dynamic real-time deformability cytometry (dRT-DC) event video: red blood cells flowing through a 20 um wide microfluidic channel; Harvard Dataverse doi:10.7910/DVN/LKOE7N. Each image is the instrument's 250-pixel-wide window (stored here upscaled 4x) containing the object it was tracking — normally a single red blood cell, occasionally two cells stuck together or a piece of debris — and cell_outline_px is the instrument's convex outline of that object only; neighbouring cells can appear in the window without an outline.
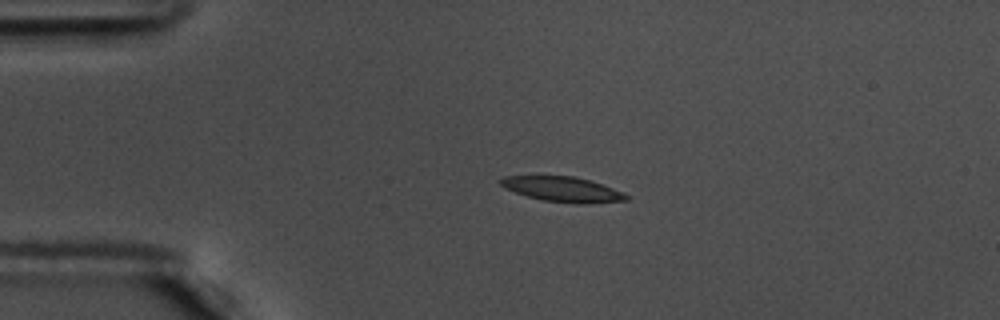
{"species": "common noctule bat (a hibernating species)", "species_latin": "Nyctalus noctula", "temperature_condition": "warm", "stored_images_in_passage": 45, "camera_frame_rate_fps": 3000, "um_per_image_px": 0.085, "animal": {"sex": "male", "body_mass_g": 17.5, "forearm_length_mm": 52.3}, "frame": {"image": 1, "passage_image": 1, "time_ms": 0.0, "image_size_px": [1000, 320], "cell_outline_px": [[632, 196], [628, 200], [588, 204], [576, 204], [544, 200], [528, 196], [504, 188], [496, 180], [504, 176], [576, 176], [612, 188]], "centroid_in_image_um": [47.83, 16.09], "position_along_channel_um": 37.2, "area_um2": 18.38}}
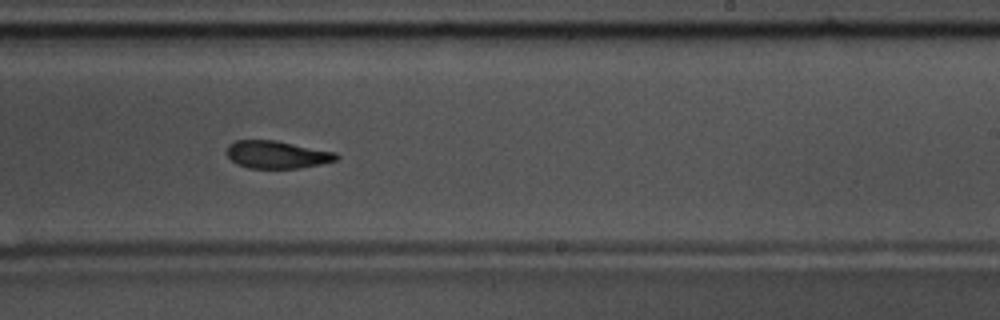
{"frame": {"image": 2, "passage_image": 23, "time_ms": 7.333, "image_size_px": [1000, 320], "cell_outline_px": [[340, 160], [300, 168], [248, 168], [236, 164], [228, 156], [228, 144], [236, 140], [276, 140], [336, 152], [340, 156]], "centroid_in_image_um": [23.58, 13.14], "position_along_channel_um": 265.4, "area_um2": 17.74}}
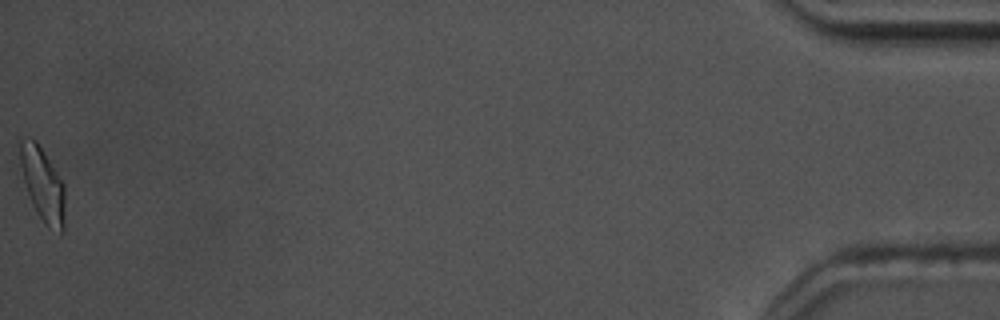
{"frame": {"image": 3, "passage_image": 45, "time_ms": 14.667, "image_size_px": [1000, 320], "cell_outline_px": [[64, 232], [60, 236], [48, 228], [44, 224], [36, 212], [32, 204], [24, 180], [20, 164], [20, 140], [36, 140], [64, 184]], "centroid_in_image_um": [3.66, 15.78], "position_along_channel_um": 431.5, "area_um2": 19.13}, "authors_computed_cell_mechanics": {"area_um2": 18.6694, "velocity_mm_per_s": 3.6185, "shape_relaxation_time_tau1_ms": 6.6831, "shape_relaxation_time_tau2_ms": 6.2778, "deformation_change_tau1": 0.1791, "deformation_change_tau2": 0.1201}}